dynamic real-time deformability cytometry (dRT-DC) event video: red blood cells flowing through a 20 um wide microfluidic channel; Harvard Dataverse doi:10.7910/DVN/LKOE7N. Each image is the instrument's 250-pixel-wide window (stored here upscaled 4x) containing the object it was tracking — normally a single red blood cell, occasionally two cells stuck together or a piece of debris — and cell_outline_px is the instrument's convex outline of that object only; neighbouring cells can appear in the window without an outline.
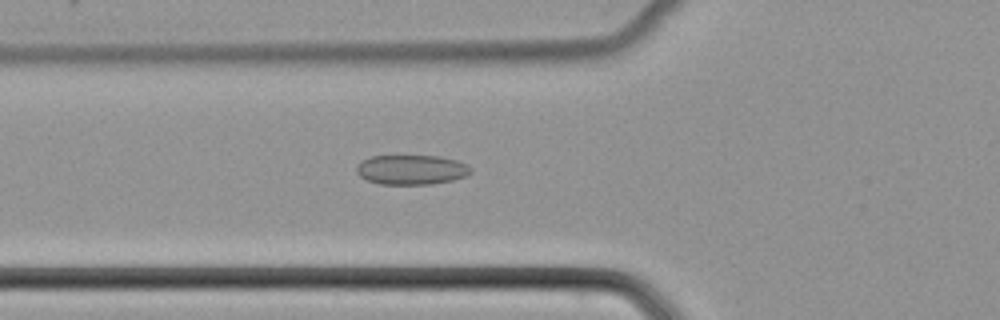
{"species": "common noctule bat (a hibernating species)", "species_latin": "Nyctalus noctula", "temperature_condition": "cold", "stored_images_in_passage": 51, "camera_frame_rate_fps": 3000, "um_per_image_px": 0.085, "animal": {"sex": "female", "body_mass_g": 22.7, "forearm_length_mm": 54.2}, "frame": {"image": 1, "passage_image": 19, "time_ms": 6.0, "image_size_px": [1000, 320], "cell_outline_px": [[472, 172], [468, 176], [452, 180], [432, 184], [380, 184], [368, 180], [360, 176], [356, 172], [356, 168], [360, 160], [372, 156], [440, 156], [456, 160], [468, 164], [472, 168]], "centroid_in_image_um": [35.0, 14.42], "position_along_channel_um": 90.8, "area_um2": 19.94}}
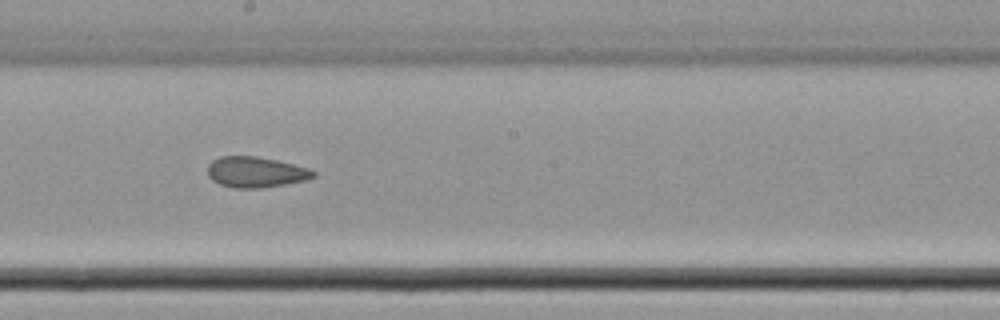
{"frame": {"image": 2, "passage_image": 29, "time_ms": 9.333, "image_size_px": [1000, 320], "cell_outline_px": [[316, 176], [308, 180], [260, 188], [236, 188], [220, 184], [212, 180], [208, 176], [208, 164], [212, 160], [220, 156], [256, 156], [276, 160], [308, 168], [316, 172]], "centroid_in_image_um": [21.73, 14.63], "position_along_channel_um": 226.5, "area_um2": 18.9}}
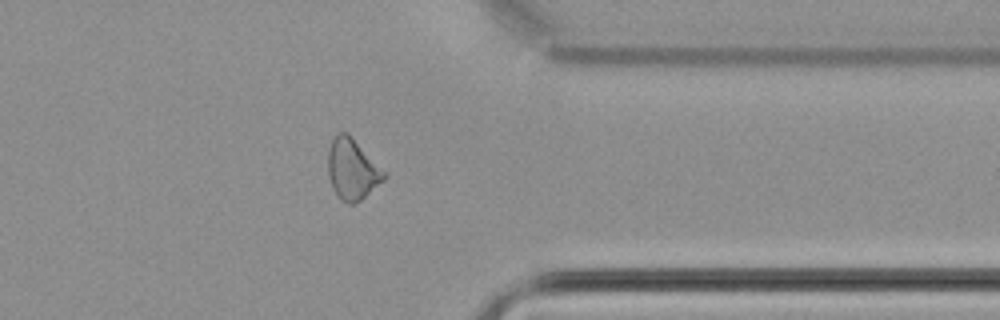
{"frame": {"image": 3, "passage_image": 41, "time_ms": 13.333, "image_size_px": [1000, 320], "cell_outline_px": [[388, 176], [384, 180], [360, 200], [352, 204], [348, 204], [340, 200], [332, 188], [328, 176], [328, 148], [336, 132], [348, 132], [388, 172]], "centroid_in_image_um": [29.96, 14.36], "position_along_channel_um": 381.4, "area_um2": 20.35}}